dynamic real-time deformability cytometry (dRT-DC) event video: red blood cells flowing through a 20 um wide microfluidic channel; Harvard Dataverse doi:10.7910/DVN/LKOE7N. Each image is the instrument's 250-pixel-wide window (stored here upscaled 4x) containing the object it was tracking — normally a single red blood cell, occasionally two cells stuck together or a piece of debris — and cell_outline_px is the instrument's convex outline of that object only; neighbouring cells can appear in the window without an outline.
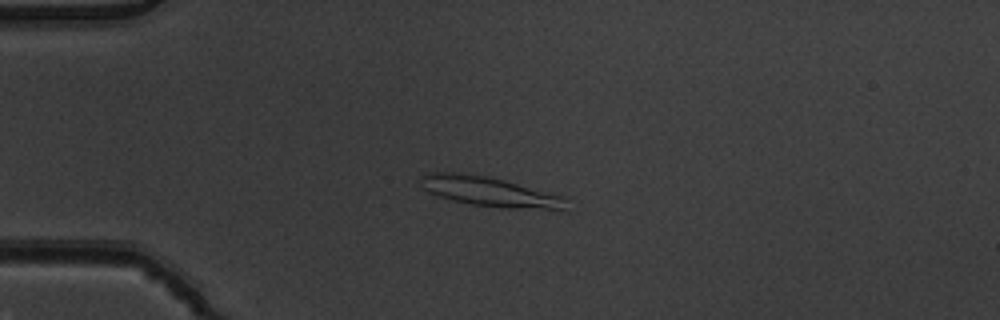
{"species": "common noctule bat (a hibernating species)", "species_latin": "Nyctalus noctula", "temperature_condition": "warm", "stored_images_in_passage": 6, "camera_frame_rate_fps": 3000, "um_per_image_px": 0.085, "animal": {"sex": "male", "body_mass_g": 19.5, "forearm_length_mm": 54.6}, "frame": {"image": 1, "passage_image": 3, "time_ms": 0.667, "image_size_px": [1000, 320], "cell_outline_px": [[568, 212], [564, 212], [500, 208], [472, 204], [452, 200], [428, 192], [424, 188], [420, 176], [432, 172], [456, 172], [488, 176], [504, 180], [564, 196]], "centroid_in_image_um": [41.76, 16.33], "position_along_channel_um": 43.2, "area_um2": 25.72}}
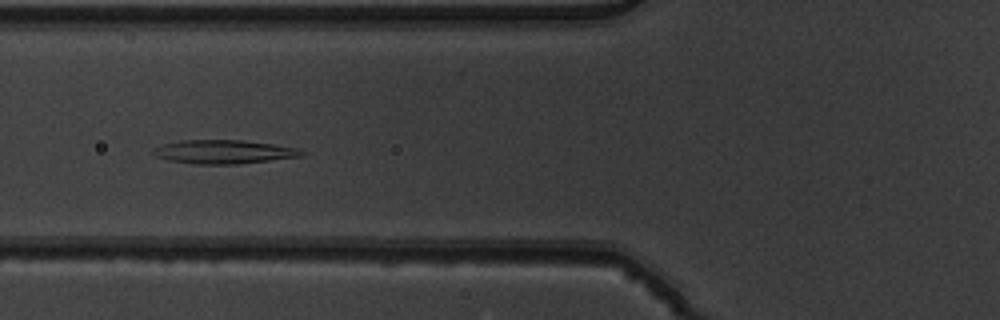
{"frame": {"image": 2, "passage_image": 5, "time_ms": 1.333, "image_size_px": [1000, 320], "cell_outline_px": [[308, 152], [304, 156], [236, 164], [192, 164], [168, 160], [156, 156], [152, 152], [152, 148], [164, 144], [180, 140], [240, 140], [272, 144], [300, 148]], "centroid_in_image_um": [19.05, 12.9], "position_along_channel_um": 106.8, "area_um2": 20.63}}
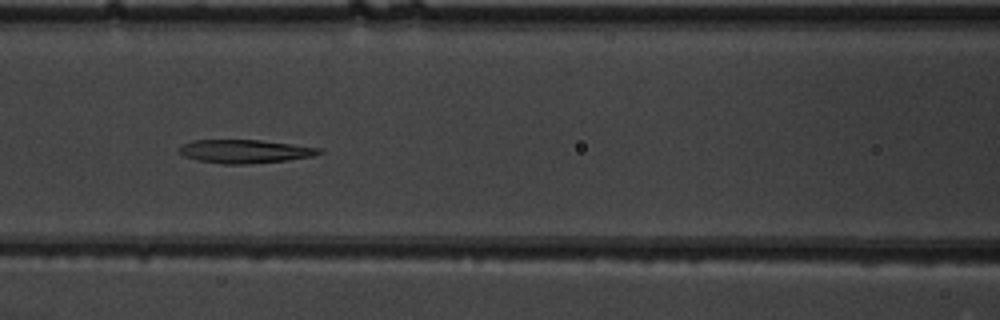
{"frame": {"image": 3, "passage_image": 6, "time_ms": 1.667, "image_size_px": [1000, 320], "cell_outline_px": [[324, 152], [312, 156], [288, 160], [244, 164], [220, 164], [196, 160], [184, 156], [176, 148], [192, 140], [260, 140], [324, 148]], "centroid_in_image_um": [20.82, 12.86], "position_along_channel_um": 145.8, "area_um2": 19.25}}